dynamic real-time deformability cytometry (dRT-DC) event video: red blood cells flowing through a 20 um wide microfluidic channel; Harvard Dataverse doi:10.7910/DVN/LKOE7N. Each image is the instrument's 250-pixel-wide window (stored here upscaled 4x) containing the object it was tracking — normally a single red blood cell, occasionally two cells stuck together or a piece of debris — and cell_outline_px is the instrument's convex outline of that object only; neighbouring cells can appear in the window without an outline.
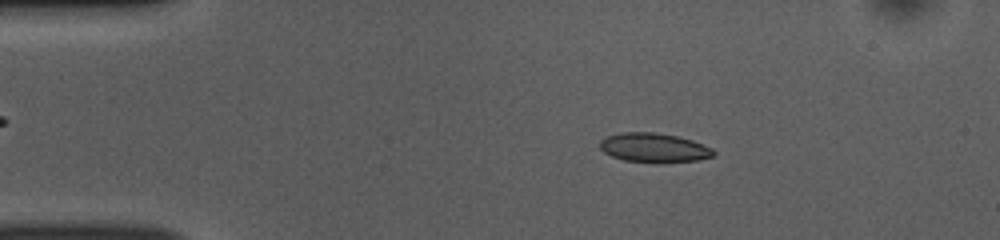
{"species": "common noctule bat (a hibernating species)", "species_latin": "Nyctalus noctula", "temperature_condition": "room temperature", "stored_images_in_passage": 51, "camera_frame_rate_fps": 3000, "um_per_image_px": 0.085, "animal": {"sex": "female", "body_mass_g": 10.0, "forearm_length_mm": 53.1}, "frame": {"image": 1, "passage_image": 8, "time_ms": 2.333, "image_size_px": [1000, 240], "cell_outline_px": [[716, 156], [696, 160], [660, 164], [656, 164], [624, 160], [612, 156], [604, 152], [600, 148], [600, 140], [608, 136], [624, 132], [656, 132], [676, 136], [692, 140], [712, 148], [716, 152]], "centroid_in_image_um": [55.62, 12.58], "position_along_channel_um": 29.4, "area_um2": 19.65}}
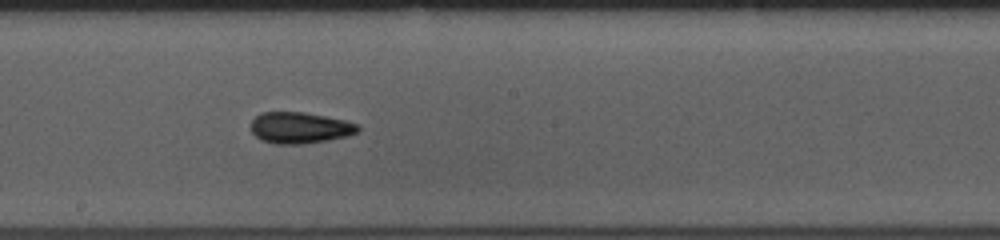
{"frame": {"image": 2, "passage_image": 27, "time_ms": 8.667, "image_size_px": [1000, 240], "cell_outline_px": [[360, 128], [356, 132], [348, 136], [328, 140], [304, 144], [276, 144], [260, 140], [252, 132], [252, 120], [260, 112], [304, 112], [344, 120], [356, 124]], "centroid_in_image_um": [25.46, 10.87], "position_along_channel_um": 222.7, "area_um2": 19.42}}
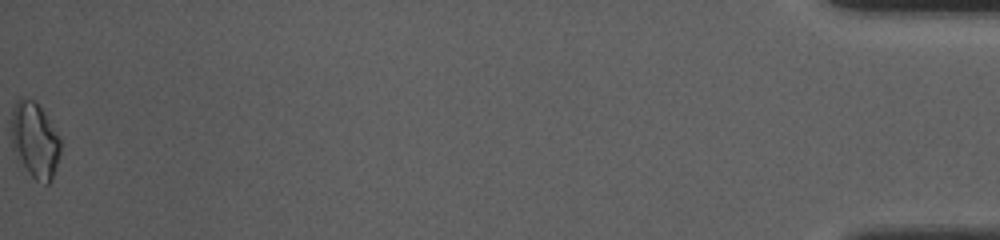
{"frame": {"image": 3, "passage_image": 51, "time_ms": 16.667, "image_size_px": [1000, 240], "cell_outline_px": [[60, 152], [52, 176], [48, 184], [44, 184], [36, 180], [32, 176], [12, 148], [12, 108], [16, 100], [20, 96], [24, 96], [32, 100], [40, 108], [60, 136]], "centroid_in_image_um": [2.95, 11.87], "position_along_channel_um": 432.2, "area_um2": 21.15}, "authors_computed_cell_mechanics": {"area_um2": 18.8428, "velocity_mm_per_s": 3.8433, "shape_relaxation_time_tau1_ms": 6.057, "shape_relaxation_time_tau2_ms": 5.0133, "deformation_change_tau1": 0.1174, "deformation_change_tau2": 0.0902}}